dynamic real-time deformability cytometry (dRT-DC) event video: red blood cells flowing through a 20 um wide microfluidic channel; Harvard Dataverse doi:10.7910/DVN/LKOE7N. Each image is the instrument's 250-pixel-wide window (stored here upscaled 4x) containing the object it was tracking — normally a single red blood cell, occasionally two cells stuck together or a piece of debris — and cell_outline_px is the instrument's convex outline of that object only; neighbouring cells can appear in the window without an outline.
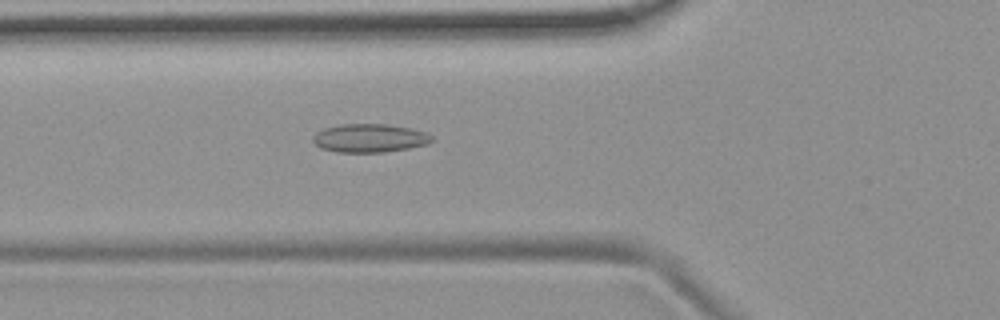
{"species": "common noctule bat (a hibernating species)", "species_latin": "Nyctalus noctula", "temperature_condition": "room temperature", "stored_images_in_passage": 46, "camera_frame_rate_fps": 3000, "um_per_image_px": 0.085, "animal": {"sex": "female", "body_mass_g": 19.9}, "frame": {"image": 1, "passage_image": 12, "time_ms": 3.667, "image_size_px": [1000, 320], "cell_outline_px": [[436, 140], [428, 144], [408, 148], [384, 152], [336, 152], [320, 148], [312, 140], [312, 136], [316, 132], [324, 128], [340, 124], [388, 124], [412, 128], [428, 132]], "centroid_in_image_um": [31.45, 11.73], "position_along_channel_um": 94.4, "area_um2": 20.0}}
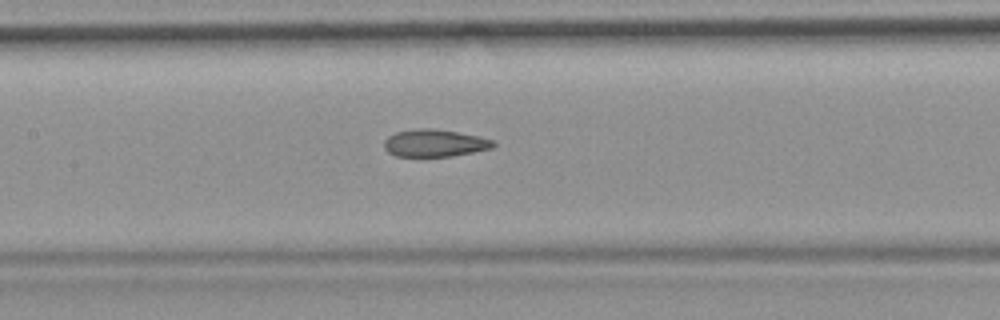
{"frame": {"image": 2, "passage_image": 18, "time_ms": 5.667, "image_size_px": [1000, 320], "cell_outline_px": [[496, 144], [492, 148], [452, 156], [396, 156], [388, 152], [384, 148], [384, 140], [388, 136], [396, 132], [420, 128], [432, 128], [480, 136], [496, 140]], "centroid_in_image_um": [36.96, 12.16], "position_along_channel_um": 170.4, "area_um2": 17.4}}
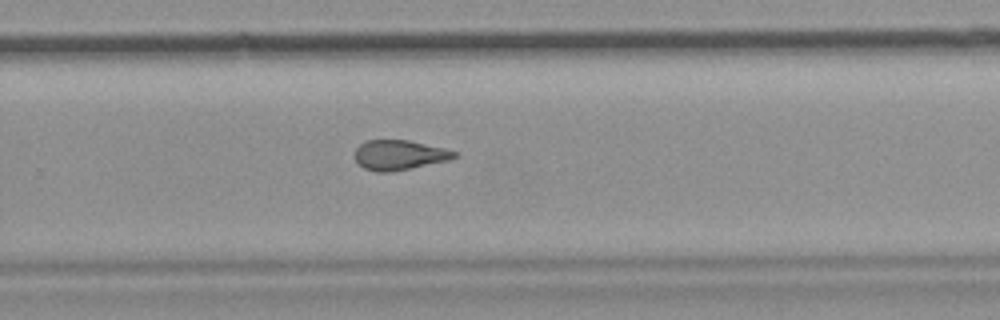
{"frame": {"image": 3, "passage_image": 28, "time_ms": 9.0, "image_size_px": [1000, 320], "cell_outline_px": [[456, 156], [448, 160], [392, 172], [376, 172], [364, 168], [356, 160], [356, 148], [360, 144], [368, 140], [408, 140], [444, 148], [456, 152]], "centroid_in_image_um": [33.92, 13.18], "position_along_channel_um": 295.9, "area_um2": 17.05}, "authors_computed_cell_mechanics": {"area_um2": 17.9758, "velocity_mm_per_s": 3.7777, "shape_relaxation_time_tau1_ms": null, "shape_relaxation_time_tau2_ms": 2.3109, "deformation_change_tau1": null, "deformation_change_tau2": 0.096}}